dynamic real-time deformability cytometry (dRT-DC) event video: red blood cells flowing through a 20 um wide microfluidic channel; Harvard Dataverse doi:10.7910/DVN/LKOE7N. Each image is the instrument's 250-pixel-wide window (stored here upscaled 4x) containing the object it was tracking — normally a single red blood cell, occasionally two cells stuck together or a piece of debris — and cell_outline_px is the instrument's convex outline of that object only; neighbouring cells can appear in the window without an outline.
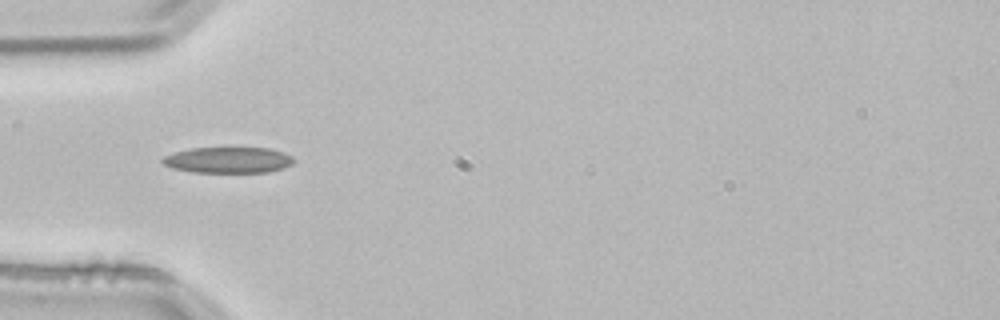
{"species": "common noctule bat (a hibernating species)", "species_latin": "Nyctalus noctula", "temperature_condition": "room temperature", "stored_images_in_passage": 4, "camera_frame_rate_fps": 3000, "um_per_image_px": 0.085, "animal": {"sex": "male", "body_mass_g": 21.5, "forearm_length_mm": 52.0}, "frame": {"image": 1, "passage_image": 4, "time_ms": 1.0, "image_size_px": [1000, 320], "cell_outline_px": [[296, 160], [292, 164], [284, 168], [268, 172], [192, 172], [172, 168], [164, 164], [160, 160], [164, 156], [176, 152], [192, 148], [268, 148], [284, 152], [292, 156]], "centroid_in_image_um": [19.43, 13.6], "position_along_channel_um": 65.6, "area_um2": 19.88}}